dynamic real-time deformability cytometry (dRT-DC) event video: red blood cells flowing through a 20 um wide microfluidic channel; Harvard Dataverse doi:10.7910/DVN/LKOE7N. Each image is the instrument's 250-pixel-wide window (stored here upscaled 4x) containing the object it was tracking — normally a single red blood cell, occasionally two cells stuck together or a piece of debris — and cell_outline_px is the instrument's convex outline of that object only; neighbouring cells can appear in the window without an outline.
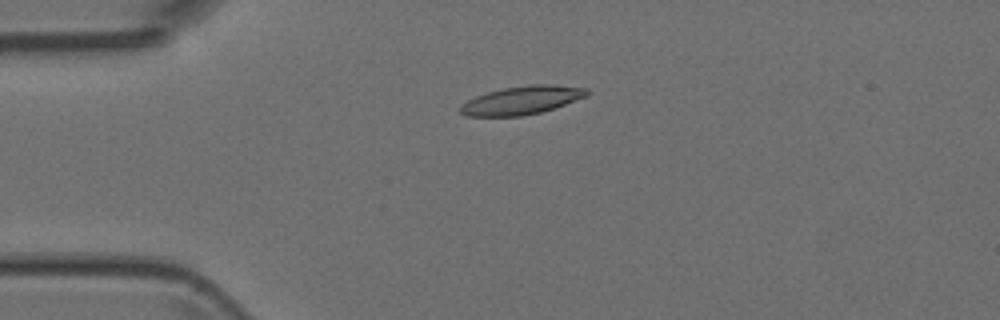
{"species": "Egyptian fruit bat (a non-hibernating species)", "species_latin": "Rousettus aegyptiacus", "temperature_condition": "room temperature", "stored_images_in_passage": 4, "camera_frame_rate_fps": 3000, "um_per_image_px": 0.085, "animal": {"sex": "female"}, "frame": {"image": 1, "passage_image": 3, "time_ms": 3.333, "image_size_px": [1000, 320], "cell_outline_px": [[588, 96], [540, 112], [520, 116], [464, 116], [456, 108], [460, 104], [476, 96], [488, 92], [504, 88], [528, 84], [556, 84], [588, 88]], "centroid_in_image_um": [44.32, 8.51], "position_along_channel_um": 40.7, "area_um2": 20.98}}